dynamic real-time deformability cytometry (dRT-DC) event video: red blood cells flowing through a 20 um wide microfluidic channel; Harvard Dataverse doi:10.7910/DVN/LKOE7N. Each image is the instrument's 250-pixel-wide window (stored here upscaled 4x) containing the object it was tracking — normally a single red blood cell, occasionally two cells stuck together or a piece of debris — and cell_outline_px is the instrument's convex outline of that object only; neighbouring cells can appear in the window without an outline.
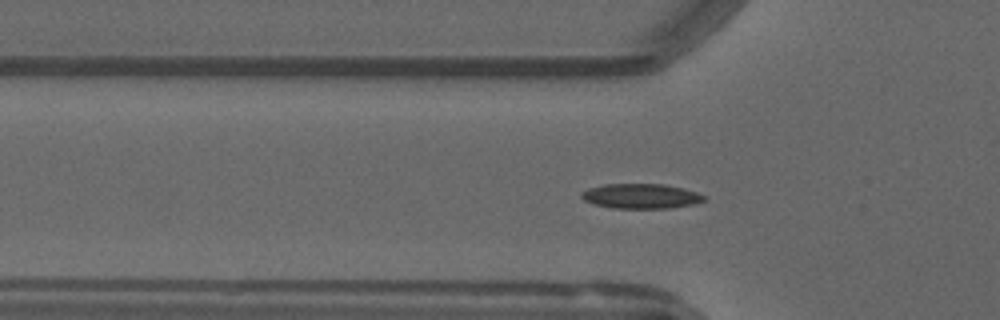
{"species": "common noctule bat (a hibernating species)", "species_latin": "Nyctalus noctula", "temperature_condition": "warm", "stored_images_in_passage": 54, "camera_frame_rate_fps": 3000, "um_per_image_px": 0.085, "animal": {"sex": "male", "forearm_length_mm": 52.5}, "frame": {"image": 1, "passage_image": 17, "time_ms": 5.333, "image_size_px": [1000, 320], "cell_outline_px": [[708, 196], [704, 200], [696, 204], [668, 208], [612, 208], [592, 204], [584, 200], [580, 196], [580, 192], [588, 188], [604, 184], [664, 184], [684, 188]], "centroid_in_image_um": [54.48, 16.67], "position_along_channel_um": 71.3, "area_um2": 17.98}}
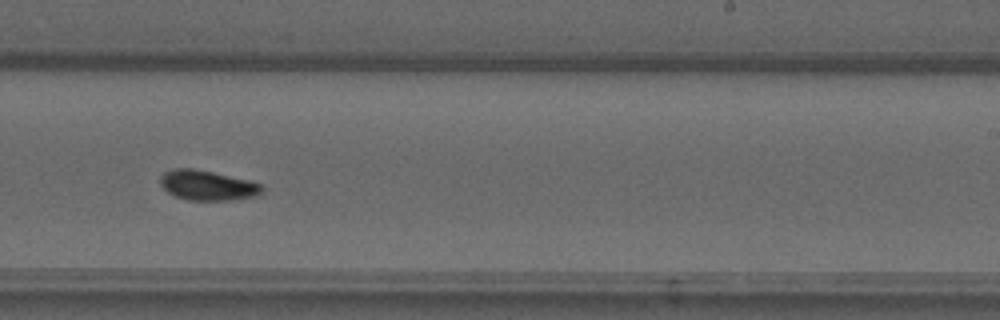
{"frame": {"image": 2, "passage_image": 33, "time_ms": 10.667, "image_size_px": [1000, 320], "cell_outline_px": [[264, 192], [256, 196], [232, 200], [188, 200], [176, 196], [168, 192], [160, 184], [160, 176], [164, 172], [176, 168], [192, 168], [212, 172], [248, 180], [260, 184], [264, 188]], "centroid_in_image_um": [17.64, 15.76], "position_along_channel_um": 271.4, "area_um2": 17.69}}
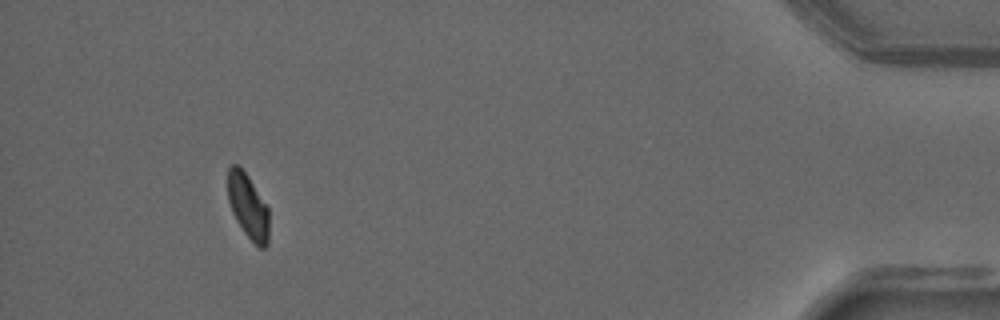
{"frame": {"image": 3, "passage_image": 50, "time_ms": 16.333, "image_size_px": [1000, 320], "cell_outline_px": [[268, 244], [264, 248], [260, 248], [244, 232], [236, 220], [232, 212], [228, 200], [228, 168], [232, 164], [236, 164], [248, 176], [268, 208]], "centroid_in_image_um": [21.07, 17.54], "position_along_channel_um": 414.1, "area_um2": 15.26}, "authors_computed_cell_mechanics": {"area_um2": 16.6175, "velocity_mm_per_s": 3.7421, "shape_relaxation_time_tau1_ms": 3.8137, "shape_relaxation_time_tau2_ms": null, "deformation_change_tau1": 0.1211, "deformation_change_tau2": null}}